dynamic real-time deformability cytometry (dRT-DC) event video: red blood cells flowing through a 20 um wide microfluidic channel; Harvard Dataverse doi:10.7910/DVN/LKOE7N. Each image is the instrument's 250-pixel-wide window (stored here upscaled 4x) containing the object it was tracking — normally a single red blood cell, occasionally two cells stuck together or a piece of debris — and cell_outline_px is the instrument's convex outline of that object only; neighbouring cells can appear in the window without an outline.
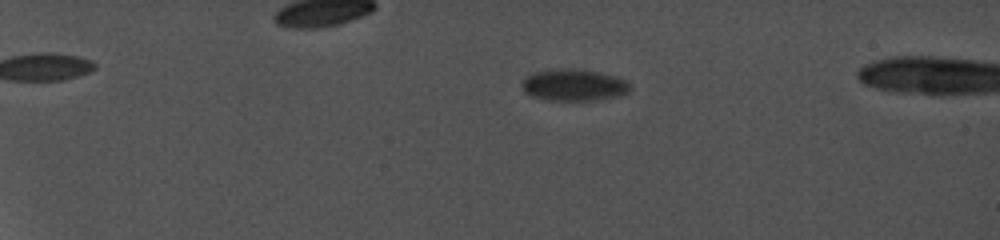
{"species": "common noctule bat (a hibernating species)", "species_latin": "Nyctalus noctula", "temperature_condition": "cold", "stored_images_in_passage": 61, "camera_frame_rate_fps": 5000, "um_per_image_px": 0.085, "animal": {"sex": "female", "body_mass_g": 19.0, "forearm_length_mm": 56.7}, "frame": {"image": 1, "passage_image": 16, "time_ms": 5.4, "image_size_px": [1000, 240], "cell_outline_px": [[632, 88], [628, 92], [620, 96], [596, 100], [548, 100], [532, 96], [524, 92], [520, 84], [532, 72], [560, 68], [568, 68], [596, 72], [616, 76], [628, 80]], "centroid_in_image_um": [48.8, 7.23], "position_along_channel_um": 36.2, "area_um2": 20.11}}
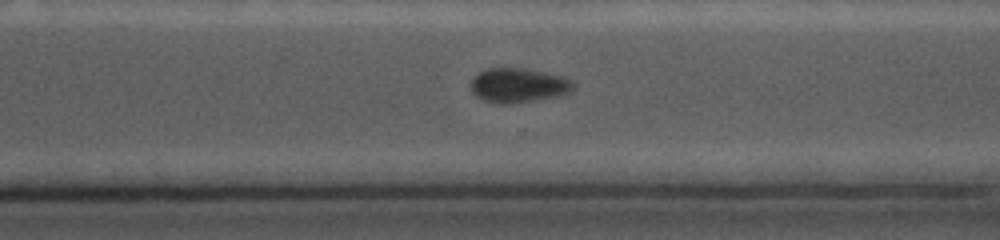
{"frame": {"image": 2, "passage_image": 51, "time_ms": 16.2, "image_size_px": [1000, 240], "cell_outline_px": [[572, 88], [568, 92], [556, 96], [512, 104], [500, 104], [484, 100], [476, 96], [472, 92], [472, 80], [480, 72], [488, 68], [524, 68], [564, 76], [572, 80]], "centroid_in_image_um": [44.05, 7.25], "position_along_channel_um": 326.6, "area_um2": 20.29}}
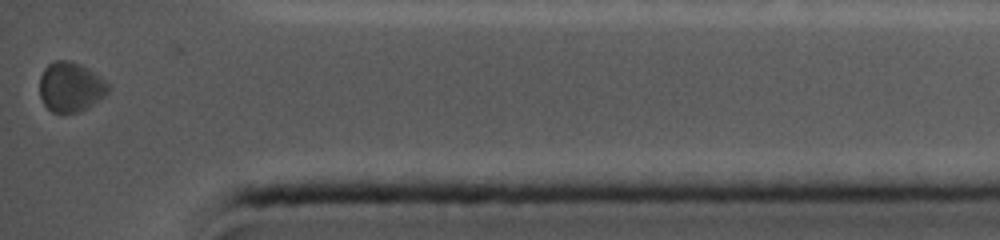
{"frame": {"image": 3, "passage_image": 61, "time_ms": 19.0, "image_size_px": [1000, 240], "cell_outline_px": [[112, 88], [104, 96], [88, 108], [80, 112], [52, 112], [44, 104], [40, 96], [40, 76], [44, 68], [48, 64], [56, 60], [68, 60], [80, 64], [88, 68], [104, 80]], "centroid_in_image_um": [6.0, 7.39], "position_along_channel_um": 429.2, "area_um2": 19.88}, "authors_computed_cell_mechanics": {"area_um2": 20.23, "velocity_mm_per_s": 3.8122, "shape_relaxation_time_tau1_ms": 0.8036, "shape_relaxation_time_tau2_ms": null, "deformation_change_tau1": 0.041, "deformation_change_tau2": null}}